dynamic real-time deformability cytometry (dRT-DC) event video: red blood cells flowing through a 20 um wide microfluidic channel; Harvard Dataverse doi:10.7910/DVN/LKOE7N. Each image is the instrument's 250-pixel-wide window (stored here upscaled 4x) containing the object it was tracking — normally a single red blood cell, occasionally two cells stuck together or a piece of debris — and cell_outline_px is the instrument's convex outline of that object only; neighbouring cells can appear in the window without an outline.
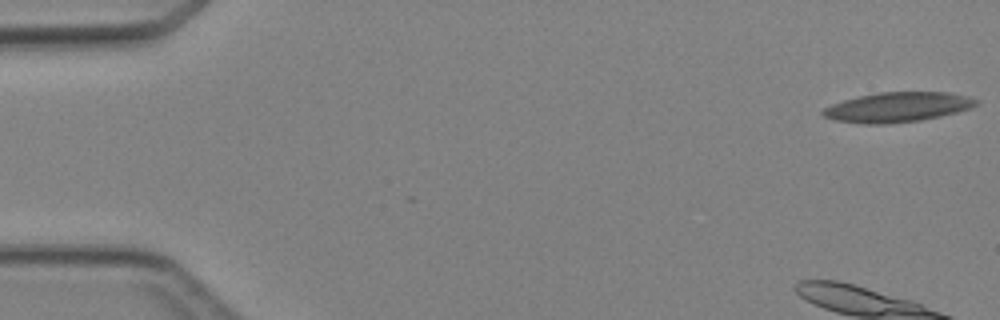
{"species": "Egyptian fruit bat (a non-hibernating species)", "species_latin": "Rousettus aegyptiacus", "temperature_condition": "cold", "stored_images_in_passage": 5, "camera_frame_rate_fps": 3000, "um_per_image_px": 0.085, "animal": {"sex": "female"}, "frame": {"image": 1, "passage_image": 1, "time_ms": 0.0, "image_size_px": [1000, 320], "cell_outline_px": [[980, 100], [976, 104], [968, 108], [956, 112], [940, 116], [920, 120], [884, 124], [864, 124], [836, 120], [824, 116], [820, 112], [824, 108], [832, 104], [844, 100], [860, 96], [880, 92], [948, 92], [968, 96]], "centroid_in_image_um": [76.29, 9.1], "position_along_channel_um": 8.7, "area_um2": 26.36}}